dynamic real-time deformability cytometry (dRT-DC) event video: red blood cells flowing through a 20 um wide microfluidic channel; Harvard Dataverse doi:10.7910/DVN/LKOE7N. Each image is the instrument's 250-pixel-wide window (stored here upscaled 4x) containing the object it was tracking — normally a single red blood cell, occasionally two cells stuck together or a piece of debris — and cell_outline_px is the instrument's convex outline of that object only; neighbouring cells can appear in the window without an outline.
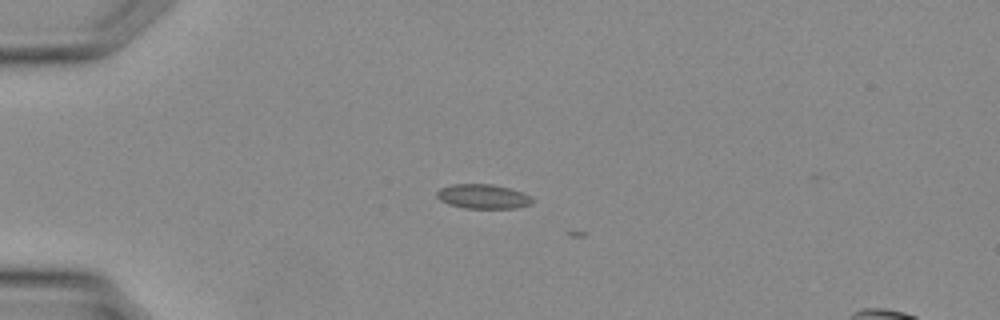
{"species": "Egyptian fruit bat (a non-hibernating species)", "species_latin": "Rousettus aegyptiacus", "temperature_condition": "warm", "stored_images_in_passage": 4, "camera_frame_rate_fps": 3000, "um_per_image_px": 0.085, "animal": {"sex": "female"}, "frame": {"image": 1, "passage_image": 2, "time_ms": 0.333, "image_size_px": [1000, 320], "cell_outline_px": [[532, 204], [516, 208], [464, 208], [448, 204], [440, 200], [436, 196], [436, 192], [440, 188], [452, 184], [492, 184], [512, 188], [524, 192], [532, 196]], "centroid_in_image_um": [41.08, 16.69], "position_along_channel_um": 43.9, "area_um2": 13.81}}